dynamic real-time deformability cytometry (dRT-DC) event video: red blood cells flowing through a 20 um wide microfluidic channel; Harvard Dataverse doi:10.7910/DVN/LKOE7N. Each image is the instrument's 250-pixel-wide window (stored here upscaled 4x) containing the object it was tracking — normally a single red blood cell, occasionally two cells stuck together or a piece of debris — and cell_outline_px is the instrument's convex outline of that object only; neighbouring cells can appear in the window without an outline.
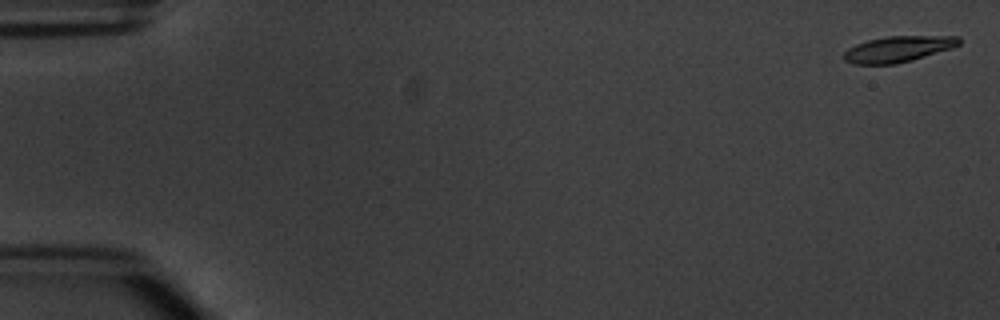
{"species": "common noctule bat (a hibernating species)", "species_latin": "Nyctalus noctula", "temperature_condition": "warm", "stored_images_in_passage": 5, "camera_frame_rate_fps": 3000, "um_per_image_px": 0.085, "animal": {"sex": "male", "body_mass_g": 20.1, "forearm_length_mm": 53.5}, "frame": {"image": 1, "passage_image": 1, "time_ms": 0.0, "image_size_px": [1000, 320], "cell_outline_px": [[960, 44], [952, 48], [912, 60], [896, 64], [852, 64], [844, 60], [844, 52], [848, 48], [856, 44], [868, 40], [888, 36], [960, 36]], "centroid_in_image_um": [76.34, 4.17], "position_along_channel_um": 8.7, "area_um2": 17.4}}
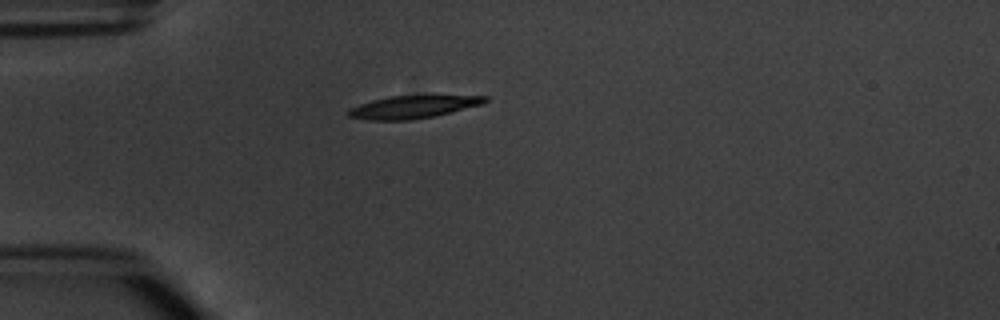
{"frame": {"image": 2, "passage_image": 5, "time_ms": 4.667, "image_size_px": [1000, 320], "cell_outline_px": [[488, 100], [484, 104], [436, 116], [412, 120], [368, 120], [348, 116], [348, 112], [352, 108], [360, 104], [372, 100], [392, 96], [488, 96]], "centroid_in_image_um": [35.15, 9.1], "position_along_channel_um": 49.9, "area_um2": 17.86}}